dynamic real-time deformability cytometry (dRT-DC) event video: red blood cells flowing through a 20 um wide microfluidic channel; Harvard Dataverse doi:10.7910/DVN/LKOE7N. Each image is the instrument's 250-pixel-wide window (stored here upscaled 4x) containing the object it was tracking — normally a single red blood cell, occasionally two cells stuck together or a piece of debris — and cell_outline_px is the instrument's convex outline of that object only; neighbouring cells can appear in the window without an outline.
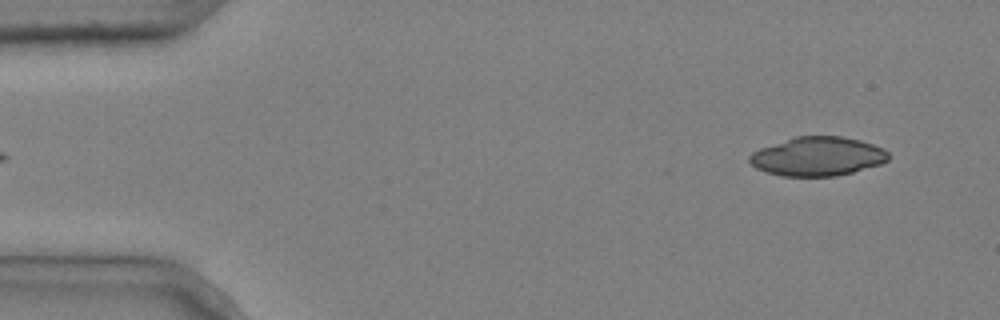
{"species": "common noctule bat (a hibernating species)", "species_latin": "Nyctalus noctula", "temperature_condition": "cold", "stored_images_in_passage": 5, "camera_frame_rate_fps": 3000, "um_per_image_px": 0.085, "animal": {"sex": "male", "body_mass_g": 20.4}, "frame": {"image": 1, "passage_image": 5, "time_ms": 1.333, "image_size_px": [1000, 320], "cell_outline_px": [[888, 160], [880, 164], [852, 172], [836, 176], [780, 176], [764, 172], [756, 168], [748, 160], [748, 156], [752, 152], [760, 148], [796, 136], [840, 136], [860, 140], [884, 148], [888, 152]], "centroid_in_image_um": [69.47, 13.3], "position_along_channel_um": 15.5, "area_um2": 31.56}}